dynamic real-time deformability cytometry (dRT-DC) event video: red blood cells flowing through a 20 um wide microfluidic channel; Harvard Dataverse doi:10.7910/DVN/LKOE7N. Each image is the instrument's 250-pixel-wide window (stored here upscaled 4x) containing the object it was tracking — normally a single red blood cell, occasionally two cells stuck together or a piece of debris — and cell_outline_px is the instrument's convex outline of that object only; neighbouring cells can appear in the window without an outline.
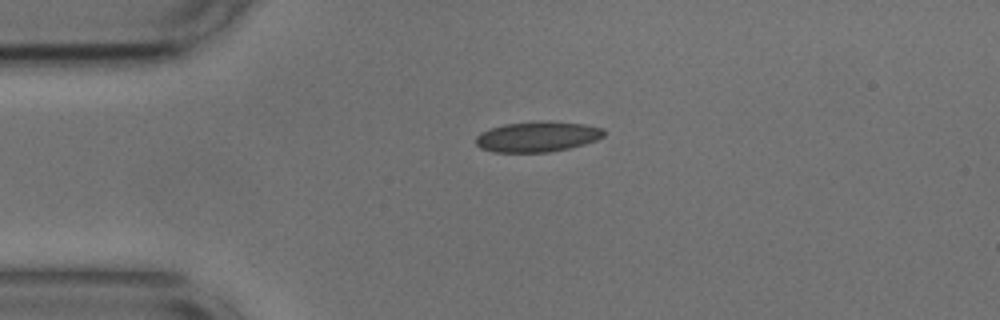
{"species": "common noctule bat (a hibernating species)", "species_latin": "Nyctalus noctula", "temperature_condition": "cold", "stored_images_in_passage": 43, "camera_frame_rate_fps": 3000, "um_per_image_px": 0.085, "animal": {"sex": "male", "body_mass_g": 17.9, "forearm_length_mm": 54.2}, "frame": {"image": 1, "passage_image": 1, "time_ms": 0.0, "image_size_px": [1000, 320], "cell_outline_px": [[604, 136], [596, 140], [584, 144], [568, 148], [548, 152], [492, 152], [480, 148], [476, 144], [476, 136], [480, 132], [488, 128], [504, 124], [584, 124], [604, 128]], "centroid_in_image_um": [45.62, 11.67], "position_along_channel_um": 39.4, "area_um2": 21.73}}
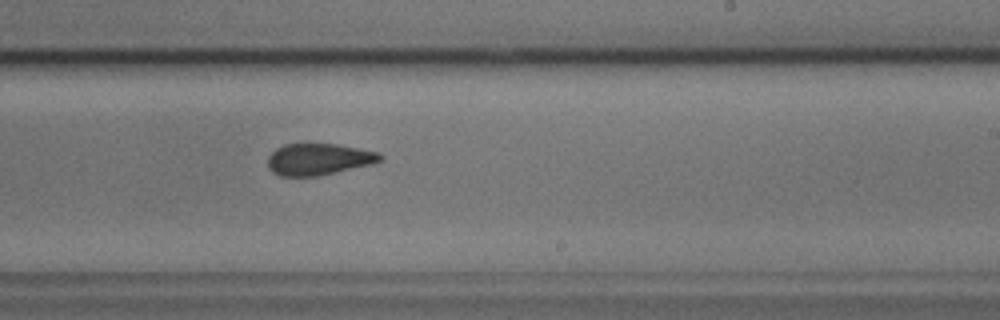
{"frame": {"image": 2, "passage_image": 21, "time_ms": 6.667, "image_size_px": [1000, 320], "cell_outline_px": [[384, 160], [372, 164], [336, 172], [316, 176], [280, 176], [272, 172], [268, 168], [268, 156], [276, 148], [284, 144], [336, 144], [380, 152], [384, 156]], "centroid_in_image_um": [27.1, 13.53], "position_along_channel_um": 261.9, "area_um2": 20.81}}
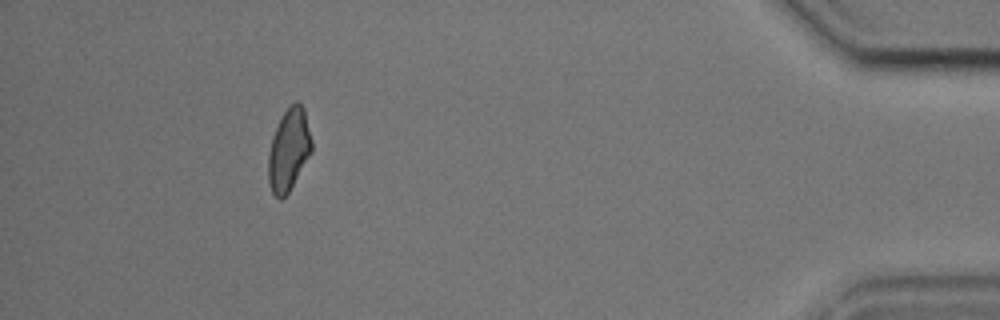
{"frame": {"image": 3, "passage_image": 38, "time_ms": 12.333, "image_size_px": [1000, 320], "cell_outline_px": [[312, 152], [288, 192], [280, 200], [272, 192], [268, 184], [268, 152], [272, 136], [284, 112], [296, 100], [304, 108], [312, 140]], "centroid_in_image_um": [24.54, 12.74], "position_along_channel_um": 410.7, "area_um2": 20.63}, "authors_computed_cell_mechanics": {"area_um2": 21.386, "velocity_mm_per_s": 3.6893, "shape_relaxation_time_tau1_ms": 9.7704, "shape_relaxation_time_tau2_ms": 2.367, "deformation_change_tau1": 0.1577, "deformation_change_tau2": 0.0803}}